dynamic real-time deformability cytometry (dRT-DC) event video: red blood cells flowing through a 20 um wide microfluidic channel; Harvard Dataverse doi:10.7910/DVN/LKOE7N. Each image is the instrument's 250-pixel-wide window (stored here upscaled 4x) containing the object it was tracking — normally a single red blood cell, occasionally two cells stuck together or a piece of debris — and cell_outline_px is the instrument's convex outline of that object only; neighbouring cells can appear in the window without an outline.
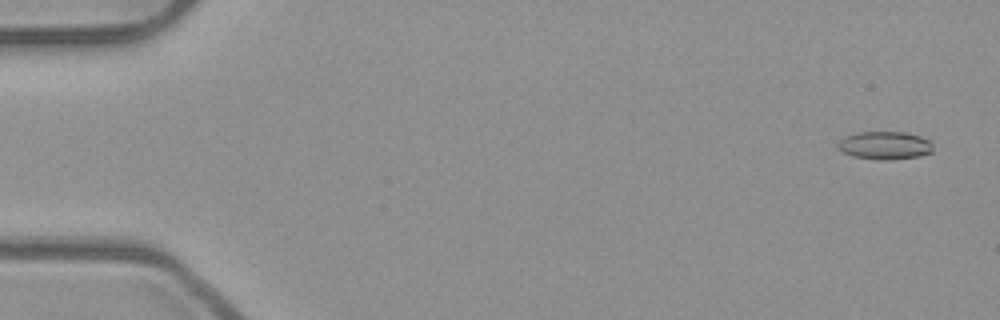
{"species": "common noctule bat (a hibernating species)", "species_latin": "Nyctalus noctula", "temperature_condition": "room temperature", "stored_images_in_passage": 54, "camera_frame_rate_fps": 3000, "um_per_image_px": 0.085, "animal": {"sex": "male", "body_mass_g": 23.1, "forearm_length_mm": 52.7}, "frame": {"image": 1, "passage_image": 3, "time_ms": 0.667, "image_size_px": [1000, 320], "cell_outline_px": [[932, 152], [920, 156], [888, 160], [880, 160], [852, 156], [836, 148], [836, 144], [840, 140], [848, 136], [860, 132], [904, 132], [920, 136], [932, 140]], "centroid_in_image_um": [75.23, 12.36], "position_along_channel_um": 9.8, "area_um2": 15.55}}
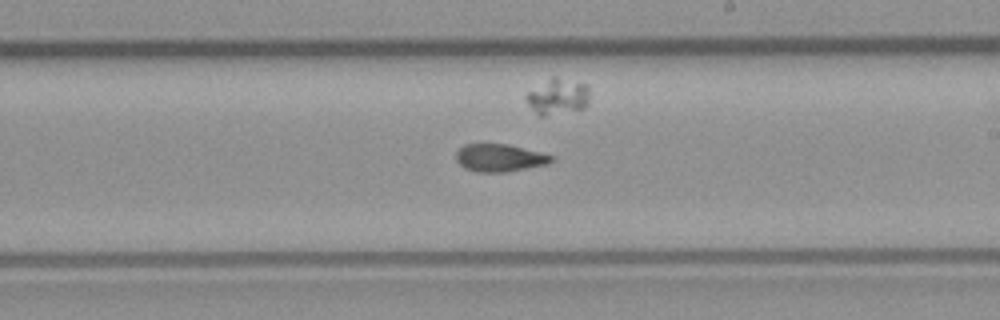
{"frame": {"image": 2, "passage_image": 32, "time_ms": 10.333, "image_size_px": [1000, 320], "cell_outline_px": [[552, 160], [544, 164], [504, 172], [476, 172], [464, 168], [456, 160], [456, 152], [464, 144], [508, 144], [552, 156]], "centroid_in_image_um": [42.37, 13.41], "position_along_channel_um": 246.6, "area_um2": 14.91}}
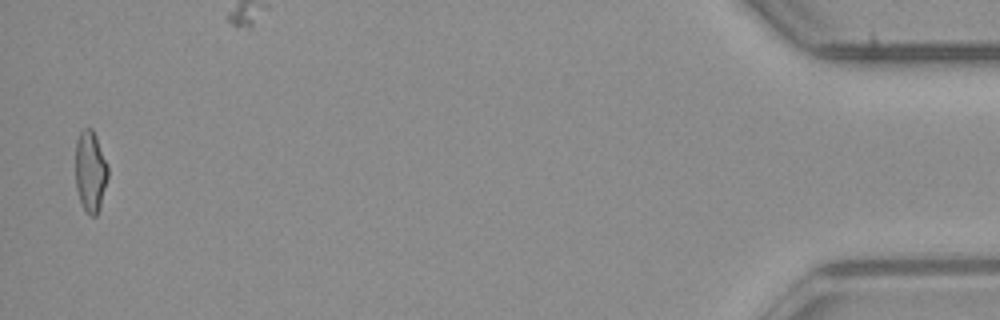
{"frame": {"image": 3, "passage_image": 53, "time_ms": 17.333, "image_size_px": [1000, 320], "cell_outline_px": [[108, 176], [100, 208], [96, 216], [92, 216], [84, 208], [80, 200], [76, 188], [76, 140], [80, 132], [84, 128], [92, 128], [96, 136], [108, 168]], "centroid_in_image_um": [7.68, 14.56], "position_along_channel_um": 427.5, "area_um2": 15.14}, "authors_computed_cell_mechanics": {"area_um2": 15.4326, "velocity_mm_per_s": 3.9361, "shape_relaxation_time_tau1_ms": null, "shape_relaxation_time_tau2_ms": 3.3773, "deformation_change_tau1": null, "deformation_change_tau2": 0.1114}}